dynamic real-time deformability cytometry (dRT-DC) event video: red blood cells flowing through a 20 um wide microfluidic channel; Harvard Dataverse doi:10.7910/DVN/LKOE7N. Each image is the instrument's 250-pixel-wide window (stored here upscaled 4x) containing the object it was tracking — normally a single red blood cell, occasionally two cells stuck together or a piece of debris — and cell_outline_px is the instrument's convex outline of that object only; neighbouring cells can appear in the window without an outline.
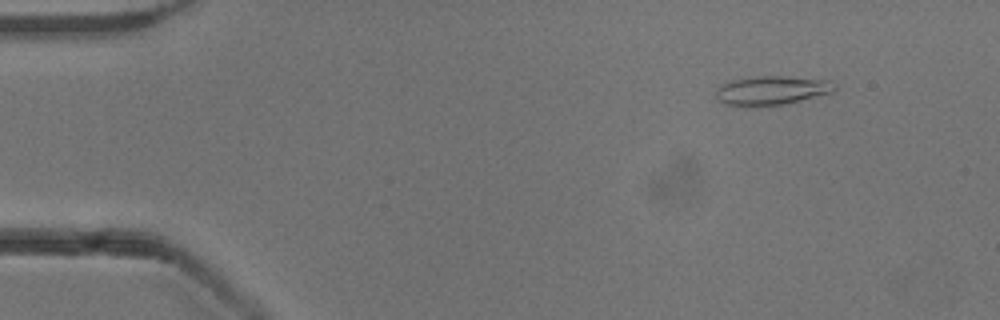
{"species": "common noctule bat (a hibernating species)", "species_latin": "Nyctalus noctula", "temperature_condition": "cold", "stored_images_in_passage": 52, "camera_frame_rate_fps": 3000, "um_per_image_px": 0.085, "animal": {"sex": "male", "body_mass_g": 13.3}, "frame": {"image": 1, "passage_image": 5, "time_ms": 1.333, "image_size_px": [1000, 320], "cell_outline_px": [[836, 88], [832, 92], [780, 104], [724, 104], [716, 100], [716, 92], [724, 84], [732, 80], [760, 76], [784, 76], [828, 80]], "centroid_in_image_um": [65.58, 7.65], "position_along_channel_um": 19.4, "area_um2": 18.96}}
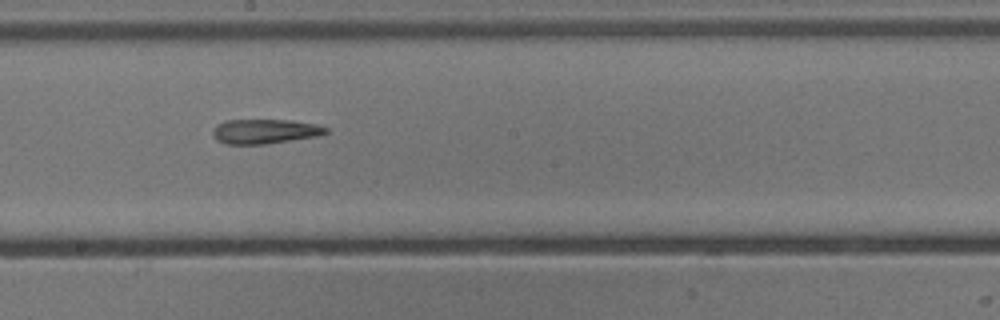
{"frame": {"image": 2, "passage_image": 28, "time_ms": 9.0, "image_size_px": [1000, 320], "cell_outline_px": [[328, 132], [320, 136], [264, 144], [228, 144], [216, 140], [212, 136], [212, 128], [216, 124], [228, 120], [292, 120], [316, 124], [328, 128]], "centroid_in_image_um": [22.5, 11.16], "position_along_channel_um": 225.7, "area_um2": 16.36}}
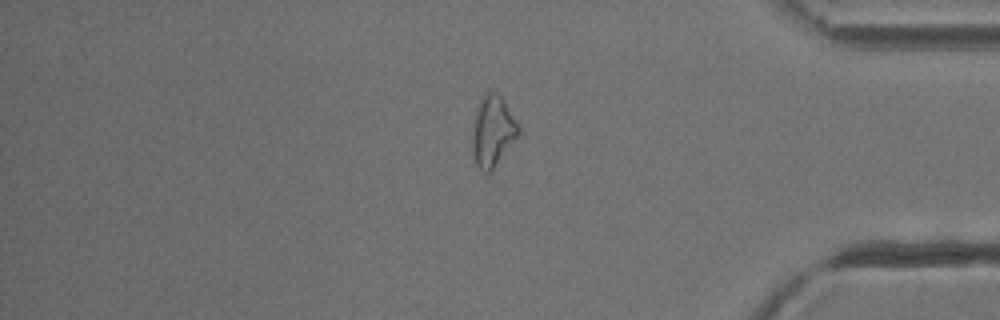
{"frame": {"image": 3, "passage_image": 43, "time_ms": 14.0, "image_size_px": [1000, 320], "cell_outline_px": [[520, 132], [492, 168], [488, 172], [484, 172], [476, 164], [472, 152], [472, 128], [476, 112], [480, 100], [484, 92], [496, 92], [504, 100], [520, 128]], "centroid_in_image_um": [41.85, 11.1], "position_along_channel_um": 393.3, "area_um2": 18.5}}